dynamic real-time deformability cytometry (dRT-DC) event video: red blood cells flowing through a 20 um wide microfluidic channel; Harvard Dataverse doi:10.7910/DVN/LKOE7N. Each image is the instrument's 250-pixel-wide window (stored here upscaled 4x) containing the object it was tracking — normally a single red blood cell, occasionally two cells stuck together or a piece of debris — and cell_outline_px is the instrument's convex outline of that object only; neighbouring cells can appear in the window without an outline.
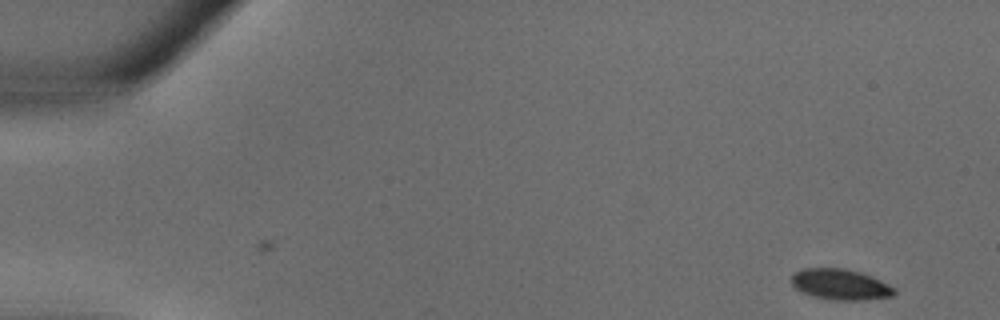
{"species": "common noctule bat (a hibernating species)", "species_latin": "Nyctalus noctula", "temperature_condition": "warm", "stored_images_in_passage": 34, "camera_frame_rate_fps": 3000, "um_per_image_px": 0.085, "animal": {"sex": "male", "body_mass_g": 18.8}, "frame": {"image": 1, "passage_image": 1, "time_ms": 0.0, "image_size_px": [1000, 320], "cell_outline_px": [[896, 292], [892, 296], [864, 300], [836, 300], [812, 296], [796, 288], [788, 280], [792, 272], [804, 268], [844, 268], [860, 272], [872, 276], [896, 288]], "centroid_in_image_um": [71.4, 24.16], "position_along_channel_um": 13.6, "area_um2": 18.61}}
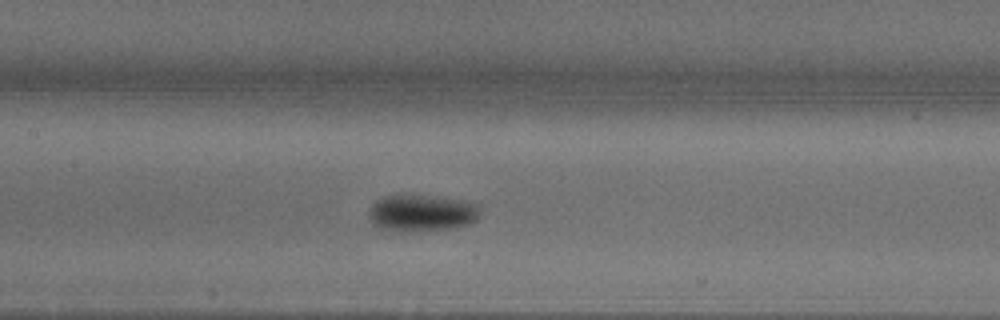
{"frame": {"image": 2, "passage_image": 16, "time_ms": 5.0, "image_size_px": [1000, 320], "cell_outline_px": [[480, 216], [472, 224], [452, 228], [380, 228], [368, 216], [372, 204], [376, 200], [384, 196], [400, 192], [472, 200], [480, 204]], "centroid_in_image_um": [35.96, 17.99], "position_along_channel_um": 171.4, "area_um2": 23.81}}
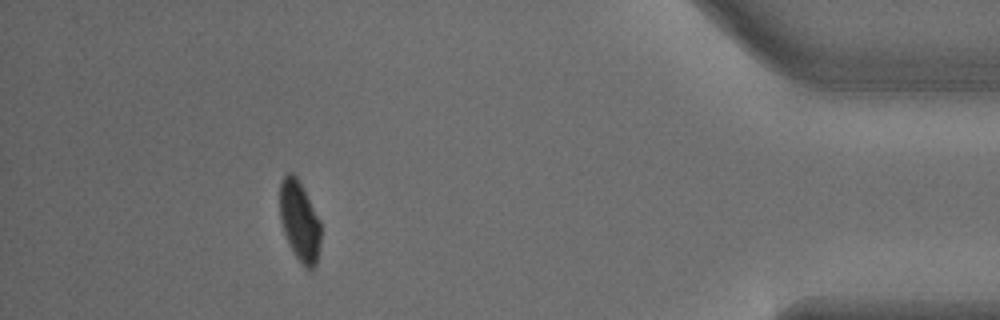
{"frame": {"image": 3, "passage_image": 31, "time_ms": 10.0, "image_size_px": [1000, 320], "cell_outline_px": [[320, 244], [316, 264], [312, 268], [304, 268], [288, 244], [280, 220], [280, 180], [288, 172], [292, 172], [296, 176], [320, 220]], "centroid_in_image_um": [25.45, 18.8], "position_along_channel_um": 409.8, "area_um2": 19.02}}